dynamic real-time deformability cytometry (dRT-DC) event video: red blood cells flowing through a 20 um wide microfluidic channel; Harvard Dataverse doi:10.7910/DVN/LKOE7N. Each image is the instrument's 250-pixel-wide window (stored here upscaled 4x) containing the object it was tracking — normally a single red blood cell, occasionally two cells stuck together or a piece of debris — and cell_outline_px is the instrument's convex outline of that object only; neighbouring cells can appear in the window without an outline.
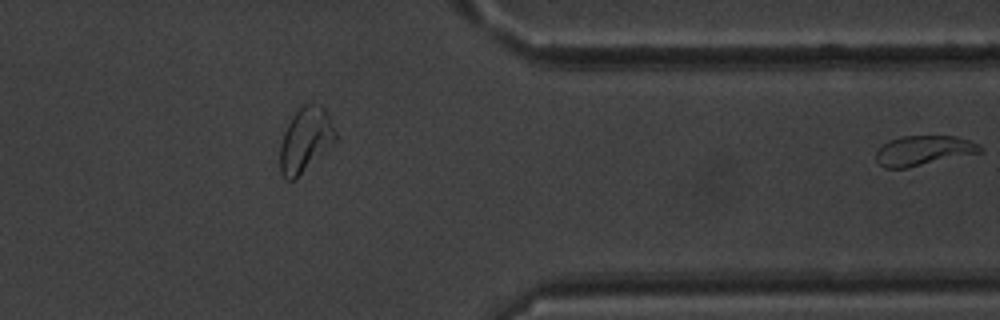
{"species": "common noctule bat (a hibernating species)", "species_latin": "Nyctalus noctula", "temperature_condition": "warm", "stored_images_in_passage": 34, "segment_of_instrument_passage": [2, 2], "camera_frame_rate_fps": 3000, "um_per_image_px": 0.085, "animal": {"sex": "male", "body_mass_g": 20.1, "forearm_length_mm": 53.5}, "frame": {"image": 1, "passage_image": 34, "time_ms": 11.0, "image_size_px": [1000, 320], "cell_outline_px": [[984, 152], [908, 168], [884, 168], [876, 160], [876, 152], [884, 144], [900, 136], [956, 136], [968, 140], [984, 148]], "centroid_in_image_um": [78.53, 12.81], "position_along_channel_um": 332.9, "area_um2": 18.09}}